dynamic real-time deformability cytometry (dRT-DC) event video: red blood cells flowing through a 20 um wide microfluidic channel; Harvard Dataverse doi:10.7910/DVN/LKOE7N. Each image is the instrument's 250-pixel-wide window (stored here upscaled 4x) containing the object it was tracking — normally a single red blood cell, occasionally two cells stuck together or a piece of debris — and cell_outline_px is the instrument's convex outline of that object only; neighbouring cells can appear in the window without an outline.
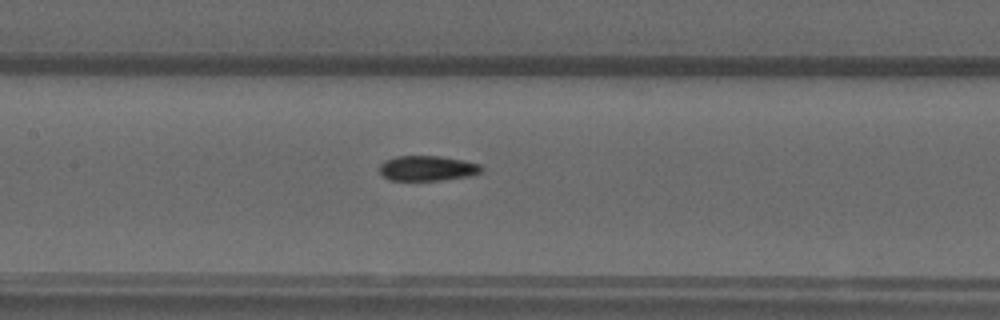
{"species": "common noctule bat (a hibernating species)", "species_latin": "Nyctalus noctula", "temperature_condition": "warm", "stored_images_in_passage": 53, "camera_frame_rate_fps": 3000, "um_per_image_px": 0.085, "animal": {"sex": "male", "forearm_length_mm": 52.5}, "frame": {"image": 1, "passage_image": 25, "time_ms": 8.0, "image_size_px": [1000, 320], "cell_outline_px": [[484, 172], [472, 176], [444, 180], [388, 180], [380, 172], [380, 164], [384, 160], [396, 156], [440, 156], [464, 160], [480, 164], [484, 168]], "centroid_in_image_um": [36.38, 14.3], "position_along_channel_um": 171.0, "area_um2": 15.2}}
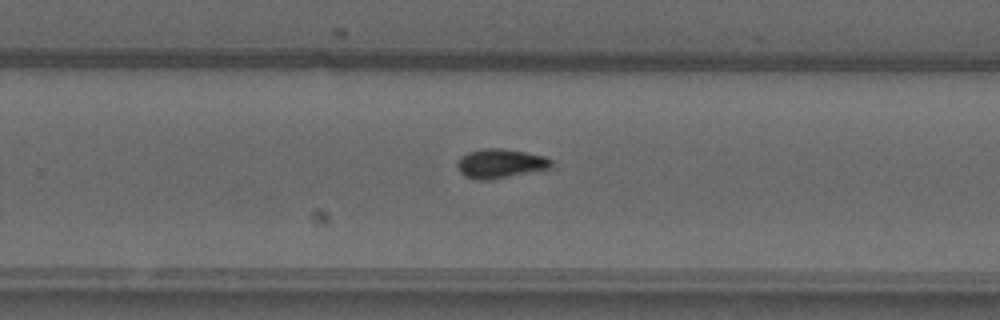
{"frame": {"image": 2, "passage_image": 34, "time_ms": 11.0, "image_size_px": [1000, 320], "cell_outline_px": [[552, 168], [492, 180], [476, 180], [464, 176], [456, 168], [456, 160], [460, 156], [468, 152], [484, 148], [504, 148], [544, 156], [552, 160]], "centroid_in_image_um": [42.49, 13.91], "position_along_channel_um": 287.3, "area_um2": 16.36}}
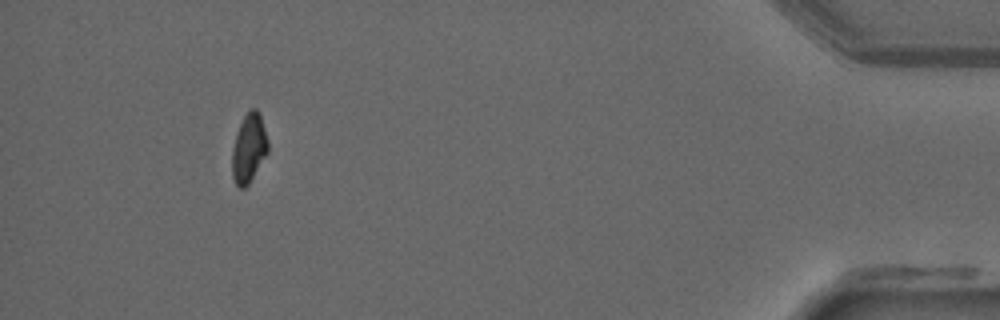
{"frame": {"image": 3, "passage_image": 49, "time_ms": 16.0, "image_size_px": [1000, 320], "cell_outline_px": [[268, 152], [248, 184], [244, 188], [240, 188], [236, 184], [232, 176], [232, 148], [236, 132], [248, 108], [256, 108], [260, 112], [268, 140]], "centroid_in_image_um": [21.15, 12.55], "position_along_channel_um": 414.0, "area_um2": 14.51}, "authors_computed_cell_mechanics": {"area_um2": 14.9702, "velocity_mm_per_s": 3.8882, "shape_relaxation_time_tau1_ms": null, "shape_relaxation_time_tau2_ms": 9.1741, "deformation_change_tau1": null, "deformation_change_tau2": 0.0975}}